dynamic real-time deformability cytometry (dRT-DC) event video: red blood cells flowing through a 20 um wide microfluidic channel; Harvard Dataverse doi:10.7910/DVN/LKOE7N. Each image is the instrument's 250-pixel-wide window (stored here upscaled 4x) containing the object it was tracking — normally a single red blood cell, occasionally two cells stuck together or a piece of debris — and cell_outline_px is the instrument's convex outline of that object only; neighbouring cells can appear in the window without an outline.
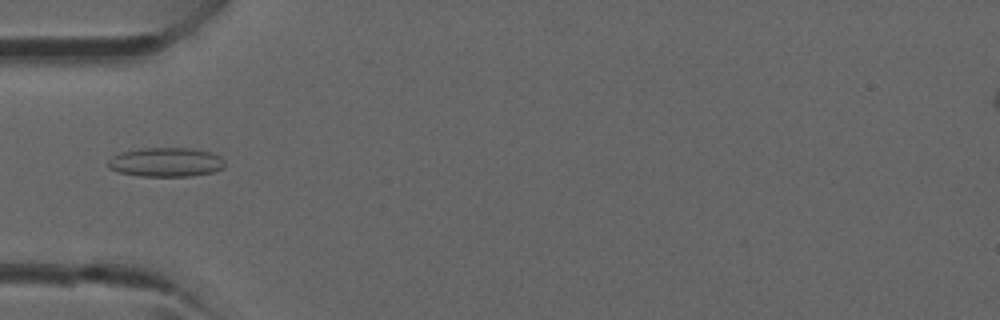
{"species": "common noctule bat (a hibernating species)", "species_latin": "Nyctalus noctula", "temperature_condition": "room temperature", "stored_images_in_passage": 41, "camera_frame_rate_fps": 3000, "um_per_image_px": 0.085, "animal": {"sex": "male", "forearm_length_mm": 52.5}, "frame": {"image": 1, "passage_image": 13, "time_ms": 4.0, "image_size_px": [1000, 320], "cell_outline_px": [[224, 168], [212, 172], [192, 176], [140, 176], [116, 172], [108, 168], [108, 160], [112, 156], [120, 152], [140, 148], [192, 148], [212, 152], [220, 156], [224, 160]], "centroid_in_image_um": [14.09, 13.78], "position_along_channel_um": 70.9, "area_um2": 20.11}}
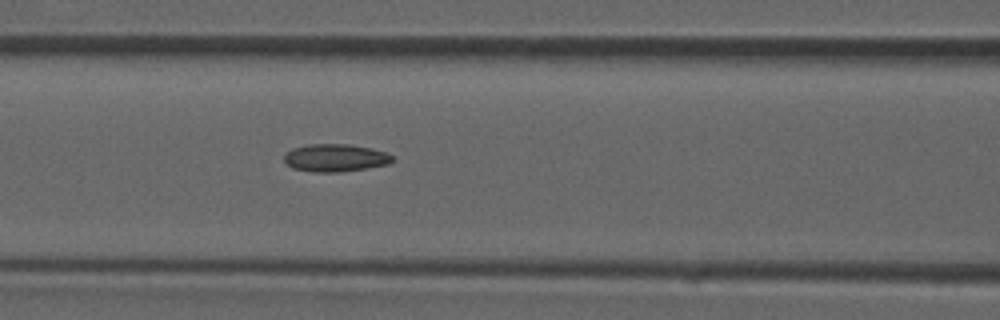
{"frame": {"image": 2, "passage_image": 17, "time_ms": 5.333, "image_size_px": [1000, 320], "cell_outline_px": [[392, 160], [388, 164], [368, 168], [340, 172], [316, 172], [292, 168], [284, 160], [284, 152], [292, 148], [308, 144], [348, 144], [372, 148], [388, 152], [392, 156]], "centroid_in_image_um": [28.49, 13.41], "position_along_channel_um": 138.1, "area_um2": 17.57}}
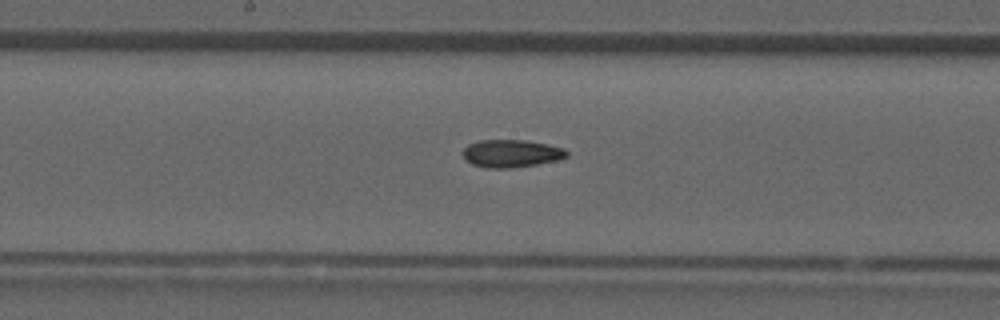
{"frame": {"image": 3, "passage_image": 21, "time_ms": 6.667, "image_size_px": [1000, 320], "cell_outline_px": [[568, 156], [556, 160], [536, 164], [512, 168], [488, 168], [472, 164], [464, 156], [464, 148], [468, 144], [480, 140], [528, 140], [548, 144], [564, 148], [568, 152]], "centroid_in_image_um": [43.48, 13.03], "position_along_channel_um": 204.7, "area_um2": 16.65}}